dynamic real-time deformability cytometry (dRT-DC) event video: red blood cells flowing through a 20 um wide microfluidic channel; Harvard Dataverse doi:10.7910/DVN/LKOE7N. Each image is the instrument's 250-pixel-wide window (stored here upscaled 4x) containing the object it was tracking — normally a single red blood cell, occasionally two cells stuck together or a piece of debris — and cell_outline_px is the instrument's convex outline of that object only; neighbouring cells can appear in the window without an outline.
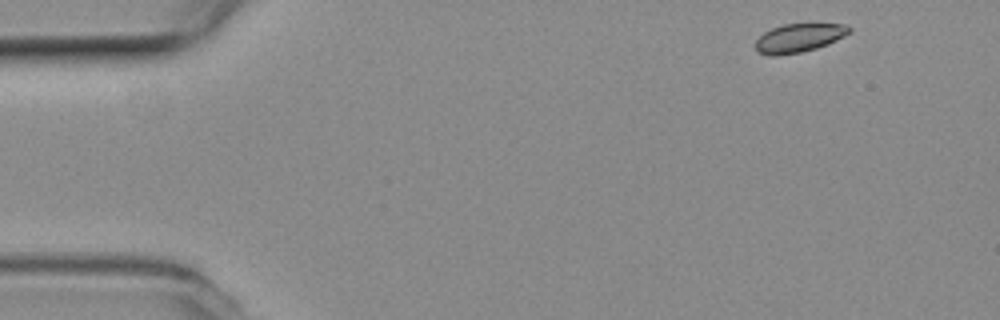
{"species": "common noctule bat (a hibernating species)", "species_latin": "Nyctalus noctula", "temperature_condition": "room temperature", "stored_images_in_passage": 51, "camera_frame_rate_fps": 3000, "um_per_image_px": 0.085, "animal": {"sex": "female", "body_mass_g": 19.3, "forearm_length_mm": 54.1}, "frame": {"image": 1, "passage_image": 1, "time_ms": 0.0, "image_size_px": [1000, 320], "cell_outline_px": [[852, 32], [828, 44], [816, 48], [800, 52], [776, 56], [768, 56], [756, 52], [756, 40], [764, 32], [772, 28], [784, 24], [844, 24], [852, 28]], "centroid_in_image_um": [67.9, 3.23], "position_along_channel_um": 17.1, "area_um2": 15.66}}
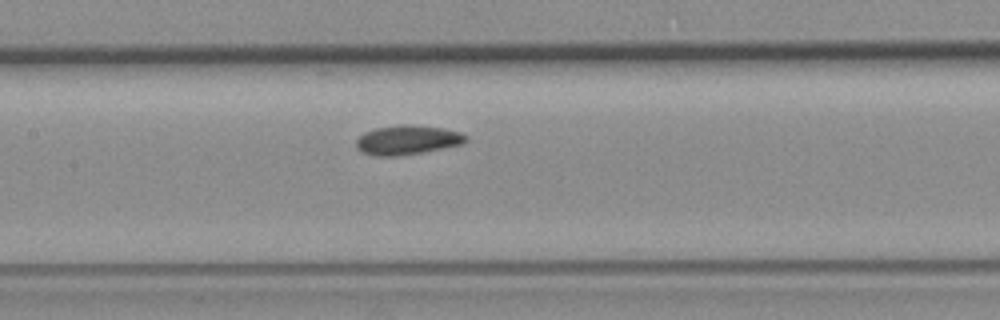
{"frame": {"image": 2, "passage_image": 22, "time_ms": 7.0, "image_size_px": [1000, 320], "cell_outline_px": [[468, 140], [460, 144], [420, 152], [396, 156], [376, 156], [364, 152], [356, 148], [356, 140], [364, 132], [376, 128], [400, 124], [408, 124], [444, 128], [460, 132], [468, 136]], "centroid_in_image_um": [34.61, 11.88], "position_along_channel_um": 172.8, "area_um2": 18.55}}
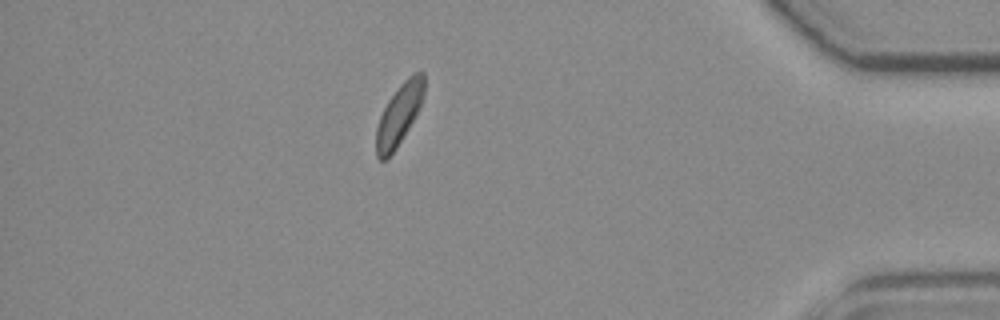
{"frame": {"image": 3, "passage_image": 44, "time_ms": 14.333, "image_size_px": [1000, 320], "cell_outline_px": [[424, 96], [420, 108], [396, 148], [384, 160], [380, 160], [376, 156], [376, 128], [380, 116], [388, 100], [400, 84], [412, 72], [424, 72]], "centroid_in_image_um": [33.93, 9.7], "position_along_channel_um": 401.3, "area_um2": 16.94}, "authors_computed_cell_mechanics": {"area_um2": 17.5134, "velocity_mm_per_s": 3.7406, "shape_relaxation_time_tau1_ms": 4.8387, "shape_relaxation_time_tau2_ms": null, "deformation_change_tau1": 0.0832, "deformation_change_tau2": null}}